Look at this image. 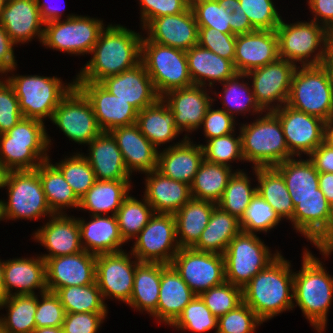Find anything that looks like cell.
I'll return each mask as SVG.
<instances>
[{
  "mask_svg": "<svg viewBox=\"0 0 333 333\" xmlns=\"http://www.w3.org/2000/svg\"><path fill=\"white\" fill-rule=\"evenodd\" d=\"M50 120L78 144L88 145L102 132L90 101L76 85L63 97Z\"/></svg>",
  "mask_w": 333,
  "mask_h": 333,
  "instance_id": "14",
  "label": "cell"
},
{
  "mask_svg": "<svg viewBox=\"0 0 333 333\" xmlns=\"http://www.w3.org/2000/svg\"><path fill=\"white\" fill-rule=\"evenodd\" d=\"M107 313H65L64 333H97Z\"/></svg>",
  "mask_w": 333,
  "mask_h": 333,
  "instance_id": "63",
  "label": "cell"
},
{
  "mask_svg": "<svg viewBox=\"0 0 333 333\" xmlns=\"http://www.w3.org/2000/svg\"><path fill=\"white\" fill-rule=\"evenodd\" d=\"M97 256L80 251L72 255L48 258L46 262V284L50 292L69 286H83L96 282Z\"/></svg>",
  "mask_w": 333,
  "mask_h": 333,
  "instance_id": "20",
  "label": "cell"
},
{
  "mask_svg": "<svg viewBox=\"0 0 333 333\" xmlns=\"http://www.w3.org/2000/svg\"><path fill=\"white\" fill-rule=\"evenodd\" d=\"M32 333H64L62 327L35 328Z\"/></svg>",
  "mask_w": 333,
  "mask_h": 333,
  "instance_id": "75",
  "label": "cell"
},
{
  "mask_svg": "<svg viewBox=\"0 0 333 333\" xmlns=\"http://www.w3.org/2000/svg\"><path fill=\"white\" fill-rule=\"evenodd\" d=\"M142 29L154 18L184 12L189 5L184 0H139Z\"/></svg>",
  "mask_w": 333,
  "mask_h": 333,
  "instance_id": "61",
  "label": "cell"
},
{
  "mask_svg": "<svg viewBox=\"0 0 333 333\" xmlns=\"http://www.w3.org/2000/svg\"><path fill=\"white\" fill-rule=\"evenodd\" d=\"M6 1L7 0H0V16H1L2 10L5 7Z\"/></svg>",
  "mask_w": 333,
  "mask_h": 333,
  "instance_id": "78",
  "label": "cell"
},
{
  "mask_svg": "<svg viewBox=\"0 0 333 333\" xmlns=\"http://www.w3.org/2000/svg\"><path fill=\"white\" fill-rule=\"evenodd\" d=\"M66 18L44 24L42 44L68 54H90L105 28L103 21L74 14Z\"/></svg>",
  "mask_w": 333,
  "mask_h": 333,
  "instance_id": "10",
  "label": "cell"
},
{
  "mask_svg": "<svg viewBox=\"0 0 333 333\" xmlns=\"http://www.w3.org/2000/svg\"><path fill=\"white\" fill-rule=\"evenodd\" d=\"M234 133L215 137L207 140L206 145H202L204 159L208 162L230 166L232 160H243L241 134L236 138ZM229 163V164H228Z\"/></svg>",
  "mask_w": 333,
  "mask_h": 333,
  "instance_id": "54",
  "label": "cell"
},
{
  "mask_svg": "<svg viewBox=\"0 0 333 333\" xmlns=\"http://www.w3.org/2000/svg\"><path fill=\"white\" fill-rule=\"evenodd\" d=\"M237 35L215 28L198 27V45L234 63Z\"/></svg>",
  "mask_w": 333,
  "mask_h": 333,
  "instance_id": "58",
  "label": "cell"
},
{
  "mask_svg": "<svg viewBox=\"0 0 333 333\" xmlns=\"http://www.w3.org/2000/svg\"><path fill=\"white\" fill-rule=\"evenodd\" d=\"M145 174L144 198L155 213L175 214L192 198L189 184L172 180L157 169Z\"/></svg>",
  "mask_w": 333,
  "mask_h": 333,
  "instance_id": "31",
  "label": "cell"
},
{
  "mask_svg": "<svg viewBox=\"0 0 333 333\" xmlns=\"http://www.w3.org/2000/svg\"><path fill=\"white\" fill-rule=\"evenodd\" d=\"M6 80L15 91L22 116L40 121H44L47 117L52 118L54 110L63 97L75 85V80L66 86L60 78L54 76H14L13 74Z\"/></svg>",
  "mask_w": 333,
  "mask_h": 333,
  "instance_id": "7",
  "label": "cell"
},
{
  "mask_svg": "<svg viewBox=\"0 0 333 333\" xmlns=\"http://www.w3.org/2000/svg\"><path fill=\"white\" fill-rule=\"evenodd\" d=\"M122 153L127 171L148 173L157 169L158 150L135 123L110 131Z\"/></svg>",
  "mask_w": 333,
  "mask_h": 333,
  "instance_id": "29",
  "label": "cell"
},
{
  "mask_svg": "<svg viewBox=\"0 0 333 333\" xmlns=\"http://www.w3.org/2000/svg\"><path fill=\"white\" fill-rule=\"evenodd\" d=\"M36 170L42 182L47 204L53 214H64L63 209L66 207L79 208L80 199L62 173L50 162V158L42 162Z\"/></svg>",
  "mask_w": 333,
  "mask_h": 333,
  "instance_id": "42",
  "label": "cell"
},
{
  "mask_svg": "<svg viewBox=\"0 0 333 333\" xmlns=\"http://www.w3.org/2000/svg\"><path fill=\"white\" fill-rule=\"evenodd\" d=\"M294 213L291 223L297 232L316 248L328 241L329 202L325 196L291 198Z\"/></svg>",
  "mask_w": 333,
  "mask_h": 333,
  "instance_id": "27",
  "label": "cell"
},
{
  "mask_svg": "<svg viewBox=\"0 0 333 333\" xmlns=\"http://www.w3.org/2000/svg\"><path fill=\"white\" fill-rule=\"evenodd\" d=\"M216 206L211 201L191 198L174 214L180 248H193L197 244Z\"/></svg>",
  "mask_w": 333,
  "mask_h": 333,
  "instance_id": "36",
  "label": "cell"
},
{
  "mask_svg": "<svg viewBox=\"0 0 333 333\" xmlns=\"http://www.w3.org/2000/svg\"><path fill=\"white\" fill-rule=\"evenodd\" d=\"M256 234L241 231L225 250V280L243 288L257 273L265 269L278 256Z\"/></svg>",
  "mask_w": 333,
  "mask_h": 333,
  "instance_id": "9",
  "label": "cell"
},
{
  "mask_svg": "<svg viewBox=\"0 0 333 333\" xmlns=\"http://www.w3.org/2000/svg\"><path fill=\"white\" fill-rule=\"evenodd\" d=\"M36 2H37V6L40 10L41 18L44 23L61 19L62 12H61V10L59 12V9H60L59 7H57V6L51 7L50 4L45 3L46 1L41 3L40 0H36Z\"/></svg>",
  "mask_w": 333,
  "mask_h": 333,
  "instance_id": "69",
  "label": "cell"
},
{
  "mask_svg": "<svg viewBox=\"0 0 333 333\" xmlns=\"http://www.w3.org/2000/svg\"><path fill=\"white\" fill-rule=\"evenodd\" d=\"M237 171L229 179L228 185L217 206L240 220L251 199L257 193V187H251V178L245 172L238 169Z\"/></svg>",
  "mask_w": 333,
  "mask_h": 333,
  "instance_id": "49",
  "label": "cell"
},
{
  "mask_svg": "<svg viewBox=\"0 0 333 333\" xmlns=\"http://www.w3.org/2000/svg\"><path fill=\"white\" fill-rule=\"evenodd\" d=\"M253 123L240 127L242 155L244 161L252 162L254 168L274 167L293 158L287 147L279 118L265 112Z\"/></svg>",
  "mask_w": 333,
  "mask_h": 333,
  "instance_id": "5",
  "label": "cell"
},
{
  "mask_svg": "<svg viewBox=\"0 0 333 333\" xmlns=\"http://www.w3.org/2000/svg\"><path fill=\"white\" fill-rule=\"evenodd\" d=\"M90 216L89 222H85L83 218L77 219L83 249L96 256L122 251L121 246L126 242L121 236L116 216L112 214Z\"/></svg>",
  "mask_w": 333,
  "mask_h": 333,
  "instance_id": "34",
  "label": "cell"
},
{
  "mask_svg": "<svg viewBox=\"0 0 333 333\" xmlns=\"http://www.w3.org/2000/svg\"><path fill=\"white\" fill-rule=\"evenodd\" d=\"M274 168L282 175L291 198L324 196L319 188V172L310 159H288Z\"/></svg>",
  "mask_w": 333,
  "mask_h": 333,
  "instance_id": "40",
  "label": "cell"
},
{
  "mask_svg": "<svg viewBox=\"0 0 333 333\" xmlns=\"http://www.w3.org/2000/svg\"><path fill=\"white\" fill-rule=\"evenodd\" d=\"M51 142L43 121L22 117L9 131L0 134V163L11 171L35 170L47 155Z\"/></svg>",
  "mask_w": 333,
  "mask_h": 333,
  "instance_id": "4",
  "label": "cell"
},
{
  "mask_svg": "<svg viewBox=\"0 0 333 333\" xmlns=\"http://www.w3.org/2000/svg\"><path fill=\"white\" fill-rule=\"evenodd\" d=\"M160 283L161 263L139 262L136 265L131 298L127 304L151 315L157 309Z\"/></svg>",
  "mask_w": 333,
  "mask_h": 333,
  "instance_id": "41",
  "label": "cell"
},
{
  "mask_svg": "<svg viewBox=\"0 0 333 333\" xmlns=\"http://www.w3.org/2000/svg\"><path fill=\"white\" fill-rule=\"evenodd\" d=\"M126 251L97 255L96 282L103 300L113 297L128 303L131 298L136 265Z\"/></svg>",
  "mask_w": 333,
  "mask_h": 333,
  "instance_id": "18",
  "label": "cell"
},
{
  "mask_svg": "<svg viewBox=\"0 0 333 333\" xmlns=\"http://www.w3.org/2000/svg\"><path fill=\"white\" fill-rule=\"evenodd\" d=\"M249 78L247 74L244 73H236L232 78L221 83L223 84V97L222 93H217L216 95L222 98L224 108H220L225 110L229 115L233 118L235 114L238 113H247L252 112L255 114H263L265 112L257 103L253 90L249 88L250 84L247 82L244 83V80L239 83V79ZM246 84V85H245ZM252 108V109H251ZM235 113V114H234Z\"/></svg>",
  "mask_w": 333,
  "mask_h": 333,
  "instance_id": "47",
  "label": "cell"
},
{
  "mask_svg": "<svg viewBox=\"0 0 333 333\" xmlns=\"http://www.w3.org/2000/svg\"><path fill=\"white\" fill-rule=\"evenodd\" d=\"M233 174L231 166L208 162L204 159L190 185L192 198L217 204Z\"/></svg>",
  "mask_w": 333,
  "mask_h": 333,
  "instance_id": "44",
  "label": "cell"
},
{
  "mask_svg": "<svg viewBox=\"0 0 333 333\" xmlns=\"http://www.w3.org/2000/svg\"><path fill=\"white\" fill-rule=\"evenodd\" d=\"M11 172L12 171L9 168L0 163V188H4L7 186Z\"/></svg>",
  "mask_w": 333,
  "mask_h": 333,
  "instance_id": "71",
  "label": "cell"
},
{
  "mask_svg": "<svg viewBox=\"0 0 333 333\" xmlns=\"http://www.w3.org/2000/svg\"><path fill=\"white\" fill-rule=\"evenodd\" d=\"M54 166L62 173L79 199L96 181L94 171L83 154L75 153Z\"/></svg>",
  "mask_w": 333,
  "mask_h": 333,
  "instance_id": "50",
  "label": "cell"
},
{
  "mask_svg": "<svg viewBox=\"0 0 333 333\" xmlns=\"http://www.w3.org/2000/svg\"><path fill=\"white\" fill-rule=\"evenodd\" d=\"M275 31L278 37L280 59L294 64L301 62V66L321 64L324 54L325 27L314 21L288 24L281 20ZM316 50L319 51L313 55Z\"/></svg>",
  "mask_w": 333,
  "mask_h": 333,
  "instance_id": "11",
  "label": "cell"
},
{
  "mask_svg": "<svg viewBox=\"0 0 333 333\" xmlns=\"http://www.w3.org/2000/svg\"><path fill=\"white\" fill-rule=\"evenodd\" d=\"M37 295V310L35 314L36 328L62 327L65 311L59 297L55 292L46 291Z\"/></svg>",
  "mask_w": 333,
  "mask_h": 333,
  "instance_id": "59",
  "label": "cell"
},
{
  "mask_svg": "<svg viewBox=\"0 0 333 333\" xmlns=\"http://www.w3.org/2000/svg\"><path fill=\"white\" fill-rule=\"evenodd\" d=\"M15 43L10 39L7 32L4 30L0 23V73L8 74V72L15 71L17 63L14 56ZM3 73V74H2Z\"/></svg>",
  "mask_w": 333,
  "mask_h": 333,
  "instance_id": "64",
  "label": "cell"
},
{
  "mask_svg": "<svg viewBox=\"0 0 333 333\" xmlns=\"http://www.w3.org/2000/svg\"><path fill=\"white\" fill-rule=\"evenodd\" d=\"M106 29V30H105ZM142 35L125 26L104 28L75 82H100L104 78L129 70L141 62Z\"/></svg>",
  "mask_w": 333,
  "mask_h": 333,
  "instance_id": "1",
  "label": "cell"
},
{
  "mask_svg": "<svg viewBox=\"0 0 333 333\" xmlns=\"http://www.w3.org/2000/svg\"><path fill=\"white\" fill-rule=\"evenodd\" d=\"M65 313H108L97 282L83 286H69L55 291Z\"/></svg>",
  "mask_w": 333,
  "mask_h": 333,
  "instance_id": "46",
  "label": "cell"
},
{
  "mask_svg": "<svg viewBox=\"0 0 333 333\" xmlns=\"http://www.w3.org/2000/svg\"><path fill=\"white\" fill-rule=\"evenodd\" d=\"M4 264L5 261L0 260V302L5 298Z\"/></svg>",
  "mask_w": 333,
  "mask_h": 333,
  "instance_id": "74",
  "label": "cell"
},
{
  "mask_svg": "<svg viewBox=\"0 0 333 333\" xmlns=\"http://www.w3.org/2000/svg\"><path fill=\"white\" fill-rule=\"evenodd\" d=\"M281 218L258 193L251 199L250 204L240 219L241 230L245 233L270 231L279 224Z\"/></svg>",
  "mask_w": 333,
  "mask_h": 333,
  "instance_id": "51",
  "label": "cell"
},
{
  "mask_svg": "<svg viewBox=\"0 0 333 333\" xmlns=\"http://www.w3.org/2000/svg\"><path fill=\"white\" fill-rule=\"evenodd\" d=\"M333 237V201L329 203L328 241Z\"/></svg>",
  "mask_w": 333,
  "mask_h": 333,
  "instance_id": "76",
  "label": "cell"
},
{
  "mask_svg": "<svg viewBox=\"0 0 333 333\" xmlns=\"http://www.w3.org/2000/svg\"><path fill=\"white\" fill-rule=\"evenodd\" d=\"M290 268L291 263L280 253L242 288L243 302L262 322L296 306L293 301L294 272Z\"/></svg>",
  "mask_w": 333,
  "mask_h": 333,
  "instance_id": "2",
  "label": "cell"
},
{
  "mask_svg": "<svg viewBox=\"0 0 333 333\" xmlns=\"http://www.w3.org/2000/svg\"><path fill=\"white\" fill-rule=\"evenodd\" d=\"M196 296L171 264L161 263V283L157 309L151 314L171 325Z\"/></svg>",
  "mask_w": 333,
  "mask_h": 333,
  "instance_id": "30",
  "label": "cell"
},
{
  "mask_svg": "<svg viewBox=\"0 0 333 333\" xmlns=\"http://www.w3.org/2000/svg\"><path fill=\"white\" fill-rule=\"evenodd\" d=\"M231 34L240 35L253 32L256 29L251 25L247 15L241 8L239 0H237V9L231 14Z\"/></svg>",
  "mask_w": 333,
  "mask_h": 333,
  "instance_id": "67",
  "label": "cell"
},
{
  "mask_svg": "<svg viewBox=\"0 0 333 333\" xmlns=\"http://www.w3.org/2000/svg\"><path fill=\"white\" fill-rule=\"evenodd\" d=\"M200 85L174 89L161 98L174 113L175 125L178 130L192 132L201 127L207 109L216 99L211 98Z\"/></svg>",
  "mask_w": 333,
  "mask_h": 333,
  "instance_id": "22",
  "label": "cell"
},
{
  "mask_svg": "<svg viewBox=\"0 0 333 333\" xmlns=\"http://www.w3.org/2000/svg\"><path fill=\"white\" fill-rule=\"evenodd\" d=\"M75 85L90 101L103 132L137 122L138 111L128 102L109 93L99 82H75Z\"/></svg>",
  "mask_w": 333,
  "mask_h": 333,
  "instance_id": "19",
  "label": "cell"
},
{
  "mask_svg": "<svg viewBox=\"0 0 333 333\" xmlns=\"http://www.w3.org/2000/svg\"><path fill=\"white\" fill-rule=\"evenodd\" d=\"M99 83L109 93L128 102L138 112L160 98L142 62L120 74L108 76Z\"/></svg>",
  "mask_w": 333,
  "mask_h": 333,
  "instance_id": "23",
  "label": "cell"
},
{
  "mask_svg": "<svg viewBox=\"0 0 333 333\" xmlns=\"http://www.w3.org/2000/svg\"><path fill=\"white\" fill-rule=\"evenodd\" d=\"M141 62L152 79L157 94L193 85L186 51L149 41H141Z\"/></svg>",
  "mask_w": 333,
  "mask_h": 333,
  "instance_id": "8",
  "label": "cell"
},
{
  "mask_svg": "<svg viewBox=\"0 0 333 333\" xmlns=\"http://www.w3.org/2000/svg\"><path fill=\"white\" fill-rule=\"evenodd\" d=\"M325 140L333 146V117L326 122Z\"/></svg>",
  "mask_w": 333,
  "mask_h": 333,
  "instance_id": "73",
  "label": "cell"
},
{
  "mask_svg": "<svg viewBox=\"0 0 333 333\" xmlns=\"http://www.w3.org/2000/svg\"><path fill=\"white\" fill-rule=\"evenodd\" d=\"M4 285L5 298L12 295H35V289H39L40 294L48 291L45 260L37 256L5 261ZM12 288L18 290L13 293Z\"/></svg>",
  "mask_w": 333,
  "mask_h": 333,
  "instance_id": "32",
  "label": "cell"
},
{
  "mask_svg": "<svg viewBox=\"0 0 333 333\" xmlns=\"http://www.w3.org/2000/svg\"><path fill=\"white\" fill-rule=\"evenodd\" d=\"M286 104L327 122L333 117V75L321 65L297 66Z\"/></svg>",
  "mask_w": 333,
  "mask_h": 333,
  "instance_id": "6",
  "label": "cell"
},
{
  "mask_svg": "<svg viewBox=\"0 0 333 333\" xmlns=\"http://www.w3.org/2000/svg\"><path fill=\"white\" fill-rule=\"evenodd\" d=\"M131 256L139 262L171 264L180 249L174 214L154 213L134 238Z\"/></svg>",
  "mask_w": 333,
  "mask_h": 333,
  "instance_id": "13",
  "label": "cell"
},
{
  "mask_svg": "<svg viewBox=\"0 0 333 333\" xmlns=\"http://www.w3.org/2000/svg\"><path fill=\"white\" fill-rule=\"evenodd\" d=\"M319 173H333V146L324 140L310 155Z\"/></svg>",
  "mask_w": 333,
  "mask_h": 333,
  "instance_id": "65",
  "label": "cell"
},
{
  "mask_svg": "<svg viewBox=\"0 0 333 333\" xmlns=\"http://www.w3.org/2000/svg\"><path fill=\"white\" fill-rule=\"evenodd\" d=\"M199 296L217 318L235 309L243 302L242 288L226 281L221 285L211 287Z\"/></svg>",
  "mask_w": 333,
  "mask_h": 333,
  "instance_id": "53",
  "label": "cell"
},
{
  "mask_svg": "<svg viewBox=\"0 0 333 333\" xmlns=\"http://www.w3.org/2000/svg\"><path fill=\"white\" fill-rule=\"evenodd\" d=\"M186 56L193 85L209 86L211 88L215 82L223 83L237 73L231 60L220 57L211 50L199 45L187 50Z\"/></svg>",
  "mask_w": 333,
  "mask_h": 333,
  "instance_id": "35",
  "label": "cell"
},
{
  "mask_svg": "<svg viewBox=\"0 0 333 333\" xmlns=\"http://www.w3.org/2000/svg\"><path fill=\"white\" fill-rule=\"evenodd\" d=\"M2 202H3V200H0V221L3 219L4 220V218H3V207H2Z\"/></svg>",
  "mask_w": 333,
  "mask_h": 333,
  "instance_id": "79",
  "label": "cell"
},
{
  "mask_svg": "<svg viewBox=\"0 0 333 333\" xmlns=\"http://www.w3.org/2000/svg\"><path fill=\"white\" fill-rule=\"evenodd\" d=\"M43 227L33 235L37 242L48 250L49 254L40 255L45 261L63 255H72L83 251L80 228L77 218L65 214H53Z\"/></svg>",
  "mask_w": 333,
  "mask_h": 333,
  "instance_id": "25",
  "label": "cell"
},
{
  "mask_svg": "<svg viewBox=\"0 0 333 333\" xmlns=\"http://www.w3.org/2000/svg\"><path fill=\"white\" fill-rule=\"evenodd\" d=\"M278 58V37L275 30L256 29L237 35L233 63L237 73L247 74Z\"/></svg>",
  "mask_w": 333,
  "mask_h": 333,
  "instance_id": "24",
  "label": "cell"
},
{
  "mask_svg": "<svg viewBox=\"0 0 333 333\" xmlns=\"http://www.w3.org/2000/svg\"><path fill=\"white\" fill-rule=\"evenodd\" d=\"M320 65L333 75V27L326 29L324 36V54Z\"/></svg>",
  "mask_w": 333,
  "mask_h": 333,
  "instance_id": "68",
  "label": "cell"
},
{
  "mask_svg": "<svg viewBox=\"0 0 333 333\" xmlns=\"http://www.w3.org/2000/svg\"><path fill=\"white\" fill-rule=\"evenodd\" d=\"M8 202H2L3 218L6 219H40L53 215L50 210L42 182L35 170L12 171L8 183Z\"/></svg>",
  "mask_w": 333,
  "mask_h": 333,
  "instance_id": "12",
  "label": "cell"
},
{
  "mask_svg": "<svg viewBox=\"0 0 333 333\" xmlns=\"http://www.w3.org/2000/svg\"><path fill=\"white\" fill-rule=\"evenodd\" d=\"M203 160L201 144H193L185 135L181 142L158 151L157 170L172 180L191 185Z\"/></svg>",
  "mask_w": 333,
  "mask_h": 333,
  "instance_id": "28",
  "label": "cell"
},
{
  "mask_svg": "<svg viewBox=\"0 0 333 333\" xmlns=\"http://www.w3.org/2000/svg\"><path fill=\"white\" fill-rule=\"evenodd\" d=\"M258 181L257 193L281 219L292 220L294 205L282 175L274 167H252Z\"/></svg>",
  "mask_w": 333,
  "mask_h": 333,
  "instance_id": "43",
  "label": "cell"
},
{
  "mask_svg": "<svg viewBox=\"0 0 333 333\" xmlns=\"http://www.w3.org/2000/svg\"><path fill=\"white\" fill-rule=\"evenodd\" d=\"M323 256L328 257L333 252V237L327 241L322 247H318Z\"/></svg>",
  "mask_w": 333,
  "mask_h": 333,
  "instance_id": "77",
  "label": "cell"
},
{
  "mask_svg": "<svg viewBox=\"0 0 333 333\" xmlns=\"http://www.w3.org/2000/svg\"><path fill=\"white\" fill-rule=\"evenodd\" d=\"M136 124L156 148L169 143L181 133L175 125L174 113L161 97L138 112Z\"/></svg>",
  "mask_w": 333,
  "mask_h": 333,
  "instance_id": "37",
  "label": "cell"
},
{
  "mask_svg": "<svg viewBox=\"0 0 333 333\" xmlns=\"http://www.w3.org/2000/svg\"><path fill=\"white\" fill-rule=\"evenodd\" d=\"M217 323L218 318L206 307L200 296L196 295L170 326L178 330L202 333L217 328Z\"/></svg>",
  "mask_w": 333,
  "mask_h": 333,
  "instance_id": "52",
  "label": "cell"
},
{
  "mask_svg": "<svg viewBox=\"0 0 333 333\" xmlns=\"http://www.w3.org/2000/svg\"><path fill=\"white\" fill-rule=\"evenodd\" d=\"M241 231L240 220L216 206L193 249L224 255L230 241Z\"/></svg>",
  "mask_w": 333,
  "mask_h": 333,
  "instance_id": "39",
  "label": "cell"
},
{
  "mask_svg": "<svg viewBox=\"0 0 333 333\" xmlns=\"http://www.w3.org/2000/svg\"><path fill=\"white\" fill-rule=\"evenodd\" d=\"M296 68V64L278 58L275 62L247 73L249 79L252 78L251 86L256 101L265 112L279 109L287 103ZM275 102L278 103L275 105Z\"/></svg>",
  "mask_w": 333,
  "mask_h": 333,
  "instance_id": "17",
  "label": "cell"
},
{
  "mask_svg": "<svg viewBox=\"0 0 333 333\" xmlns=\"http://www.w3.org/2000/svg\"><path fill=\"white\" fill-rule=\"evenodd\" d=\"M263 322L244 302L218 317L216 333H254Z\"/></svg>",
  "mask_w": 333,
  "mask_h": 333,
  "instance_id": "56",
  "label": "cell"
},
{
  "mask_svg": "<svg viewBox=\"0 0 333 333\" xmlns=\"http://www.w3.org/2000/svg\"><path fill=\"white\" fill-rule=\"evenodd\" d=\"M89 155L84 156L92 167L96 180H129L124 159L110 132H101L89 144Z\"/></svg>",
  "mask_w": 333,
  "mask_h": 333,
  "instance_id": "33",
  "label": "cell"
},
{
  "mask_svg": "<svg viewBox=\"0 0 333 333\" xmlns=\"http://www.w3.org/2000/svg\"><path fill=\"white\" fill-rule=\"evenodd\" d=\"M130 180L99 181L80 198L79 209L89 210L92 215H116L122 202L129 195Z\"/></svg>",
  "mask_w": 333,
  "mask_h": 333,
  "instance_id": "38",
  "label": "cell"
},
{
  "mask_svg": "<svg viewBox=\"0 0 333 333\" xmlns=\"http://www.w3.org/2000/svg\"><path fill=\"white\" fill-rule=\"evenodd\" d=\"M302 258L301 270L294 272L293 300L310 325L322 333L333 300V277L307 248Z\"/></svg>",
  "mask_w": 333,
  "mask_h": 333,
  "instance_id": "3",
  "label": "cell"
},
{
  "mask_svg": "<svg viewBox=\"0 0 333 333\" xmlns=\"http://www.w3.org/2000/svg\"><path fill=\"white\" fill-rule=\"evenodd\" d=\"M235 119L225 110L213 109L211 106L207 109L206 115L202 121L204 136L207 140L234 133Z\"/></svg>",
  "mask_w": 333,
  "mask_h": 333,
  "instance_id": "62",
  "label": "cell"
},
{
  "mask_svg": "<svg viewBox=\"0 0 333 333\" xmlns=\"http://www.w3.org/2000/svg\"><path fill=\"white\" fill-rule=\"evenodd\" d=\"M239 2L255 29H277L282 18L272 0H239Z\"/></svg>",
  "mask_w": 333,
  "mask_h": 333,
  "instance_id": "57",
  "label": "cell"
},
{
  "mask_svg": "<svg viewBox=\"0 0 333 333\" xmlns=\"http://www.w3.org/2000/svg\"><path fill=\"white\" fill-rule=\"evenodd\" d=\"M8 308V314L0 317L3 333H32L36 328L37 295H12L0 302V308Z\"/></svg>",
  "mask_w": 333,
  "mask_h": 333,
  "instance_id": "45",
  "label": "cell"
},
{
  "mask_svg": "<svg viewBox=\"0 0 333 333\" xmlns=\"http://www.w3.org/2000/svg\"><path fill=\"white\" fill-rule=\"evenodd\" d=\"M198 27L215 28L222 33H231V14L217 0H194L191 5Z\"/></svg>",
  "mask_w": 333,
  "mask_h": 333,
  "instance_id": "55",
  "label": "cell"
},
{
  "mask_svg": "<svg viewBox=\"0 0 333 333\" xmlns=\"http://www.w3.org/2000/svg\"><path fill=\"white\" fill-rule=\"evenodd\" d=\"M283 128L290 154L308 156L325 140L326 122L322 119L294 109L284 104L272 111Z\"/></svg>",
  "mask_w": 333,
  "mask_h": 333,
  "instance_id": "16",
  "label": "cell"
},
{
  "mask_svg": "<svg viewBox=\"0 0 333 333\" xmlns=\"http://www.w3.org/2000/svg\"><path fill=\"white\" fill-rule=\"evenodd\" d=\"M171 265L198 296L226 281L224 255L180 248Z\"/></svg>",
  "mask_w": 333,
  "mask_h": 333,
  "instance_id": "15",
  "label": "cell"
},
{
  "mask_svg": "<svg viewBox=\"0 0 333 333\" xmlns=\"http://www.w3.org/2000/svg\"><path fill=\"white\" fill-rule=\"evenodd\" d=\"M308 4L312 13H315L311 21L321 24L326 29L333 27V0H308Z\"/></svg>",
  "mask_w": 333,
  "mask_h": 333,
  "instance_id": "66",
  "label": "cell"
},
{
  "mask_svg": "<svg viewBox=\"0 0 333 333\" xmlns=\"http://www.w3.org/2000/svg\"><path fill=\"white\" fill-rule=\"evenodd\" d=\"M319 188L328 202L333 201V173H319Z\"/></svg>",
  "mask_w": 333,
  "mask_h": 333,
  "instance_id": "70",
  "label": "cell"
},
{
  "mask_svg": "<svg viewBox=\"0 0 333 333\" xmlns=\"http://www.w3.org/2000/svg\"><path fill=\"white\" fill-rule=\"evenodd\" d=\"M0 23L16 45L27 43L36 36L42 42L45 23L36 0H7Z\"/></svg>",
  "mask_w": 333,
  "mask_h": 333,
  "instance_id": "26",
  "label": "cell"
},
{
  "mask_svg": "<svg viewBox=\"0 0 333 333\" xmlns=\"http://www.w3.org/2000/svg\"><path fill=\"white\" fill-rule=\"evenodd\" d=\"M219 5L225 8L228 14H232L237 9V0H217Z\"/></svg>",
  "mask_w": 333,
  "mask_h": 333,
  "instance_id": "72",
  "label": "cell"
},
{
  "mask_svg": "<svg viewBox=\"0 0 333 333\" xmlns=\"http://www.w3.org/2000/svg\"><path fill=\"white\" fill-rule=\"evenodd\" d=\"M19 101L7 80H0V134L12 129L22 118Z\"/></svg>",
  "mask_w": 333,
  "mask_h": 333,
  "instance_id": "60",
  "label": "cell"
},
{
  "mask_svg": "<svg viewBox=\"0 0 333 333\" xmlns=\"http://www.w3.org/2000/svg\"><path fill=\"white\" fill-rule=\"evenodd\" d=\"M144 29L149 41L161 45L184 51L198 45V25L191 6L180 14L154 18Z\"/></svg>",
  "mask_w": 333,
  "mask_h": 333,
  "instance_id": "21",
  "label": "cell"
},
{
  "mask_svg": "<svg viewBox=\"0 0 333 333\" xmlns=\"http://www.w3.org/2000/svg\"><path fill=\"white\" fill-rule=\"evenodd\" d=\"M154 213L145 198L140 201L128 195L115 215L123 240L128 242V240L134 239Z\"/></svg>",
  "mask_w": 333,
  "mask_h": 333,
  "instance_id": "48",
  "label": "cell"
},
{
  "mask_svg": "<svg viewBox=\"0 0 333 333\" xmlns=\"http://www.w3.org/2000/svg\"><path fill=\"white\" fill-rule=\"evenodd\" d=\"M189 6H191L194 2V0H184Z\"/></svg>",
  "mask_w": 333,
  "mask_h": 333,
  "instance_id": "80",
  "label": "cell"
}]
</instances>
